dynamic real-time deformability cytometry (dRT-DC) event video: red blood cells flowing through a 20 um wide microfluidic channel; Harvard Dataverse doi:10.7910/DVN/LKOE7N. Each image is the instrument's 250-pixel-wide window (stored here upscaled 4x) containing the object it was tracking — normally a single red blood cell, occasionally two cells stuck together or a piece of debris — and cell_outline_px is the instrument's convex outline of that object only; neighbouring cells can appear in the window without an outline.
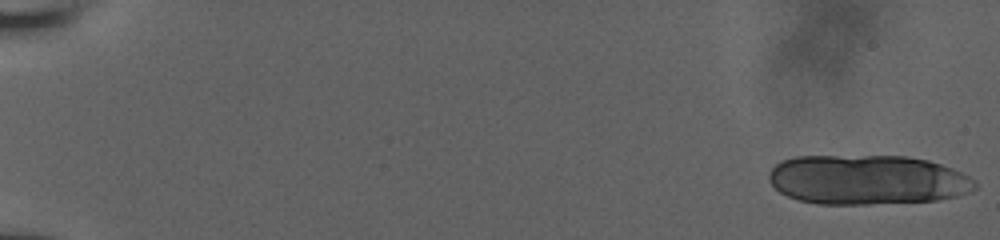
{"species": "human", "species_latin": "Homo sapiens", "temperature_condition": "room temperature", "stored_images_in_passage": 14, "camera_frame_rate_fps": 3000, "um_per_image_px": 0.085, "donor": {"sex": "male"}, "frame": {"image": 1, "passage_image": 1, "time_ms": 0.0, "image_size_px": [1000, 240], "cell_outline_px": [[976, 188], [968, 192], [956, 196], [936, 200], [868, 204], [816, 204], [800, 200], [788, 196], [780, 192], [768, 180], [768, 172], [780, 160], [796, 156], [904, 156], [928, 160], [952, 168], [968, 176], [976, 184]], "centroid_in_image_um": [73.67, 15.27], "position_along_channel_um": 11.3, "area_um2": 59.65}}